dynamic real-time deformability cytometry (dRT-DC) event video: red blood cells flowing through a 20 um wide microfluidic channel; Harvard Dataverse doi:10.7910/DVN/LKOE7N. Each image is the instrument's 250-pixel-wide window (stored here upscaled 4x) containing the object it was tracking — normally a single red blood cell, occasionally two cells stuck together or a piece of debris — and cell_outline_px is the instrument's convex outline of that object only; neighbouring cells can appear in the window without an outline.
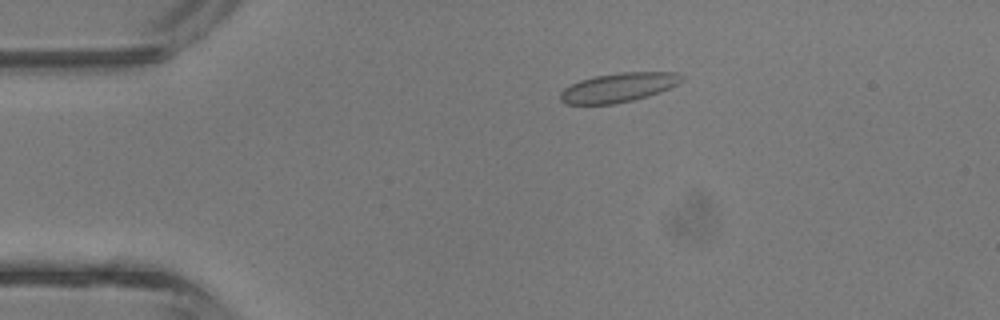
{"species": "common noctule bat (a hibernating species)", "species_latin": "Nyctalus noctula", "temperature_condition": "room temperature", "stored_images_in_passage": 22, "camera_frame_rate_fps": 3000, "um_per_image_px": 0.085, "animal": {"sex": "male", "body_mass_g": 13.3}, "frame": {"image": 1, "passage_image": 3, "time_ms": 0.667, "image_size_px": [1000, 320], "cell_outline_px": [[684, 76], [676, 84], [660, 92], [648, 96], [632, 100], [612, 104], [564, 104], [560, 100], [560, 92], [564, 88], [580, 80], [596, 76], [620, 72], [676, 72]], "centroid_in_image_um": [52.54, 7.44], "position_along_channel_um": 32.5, "area_um2": 20.46}}
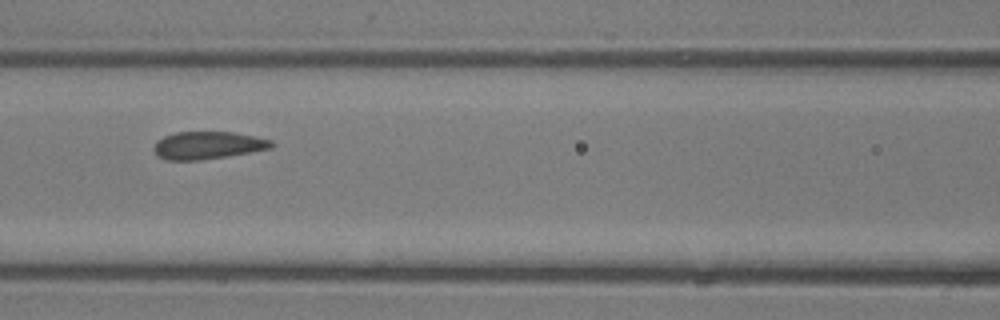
{"frame": {"image": 2, "passage_image": 13, "time_ms": 4.0, "image_size_px": [1000, 320], "cell_outline_px": [[276, 144], [272, 148], [252, 152], [228, 156], [200, 160], [168, 160], [156, 156], [152, 148], [164, 136], [176, 132], [232, 132], [272, 140]], "centroid_in_image_um": [17.68, 12.36], "position_along_channel_um": 148.9, "area_um2": 18.9}}
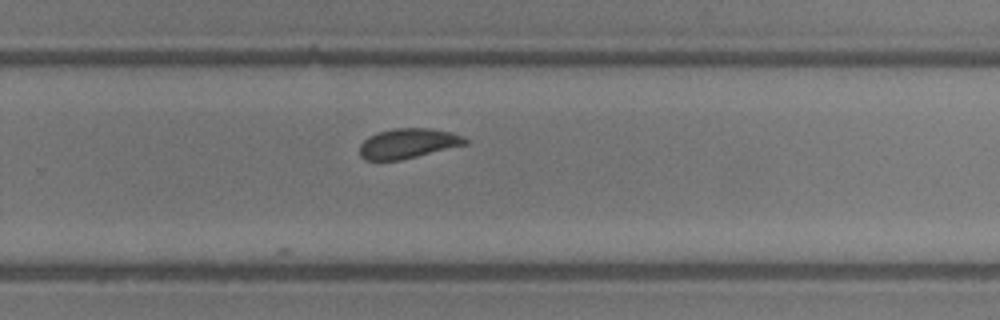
{"frame": {"image": 3, "passage_image": 22, "time_ms": 7.0, "image_size_px": [1000, 320], "cell_outline_px": [[468, 144], [400, 160], [364, 160], [360, 156], [360, 144], [368, 136], [376, 132], [392, 128], [432, 128], [452, 132], [468, 140]], "centroid_in_image_um": [34.66, 12.18], "position_along_channel_um": 295.1, "area_um2": 18.5}}